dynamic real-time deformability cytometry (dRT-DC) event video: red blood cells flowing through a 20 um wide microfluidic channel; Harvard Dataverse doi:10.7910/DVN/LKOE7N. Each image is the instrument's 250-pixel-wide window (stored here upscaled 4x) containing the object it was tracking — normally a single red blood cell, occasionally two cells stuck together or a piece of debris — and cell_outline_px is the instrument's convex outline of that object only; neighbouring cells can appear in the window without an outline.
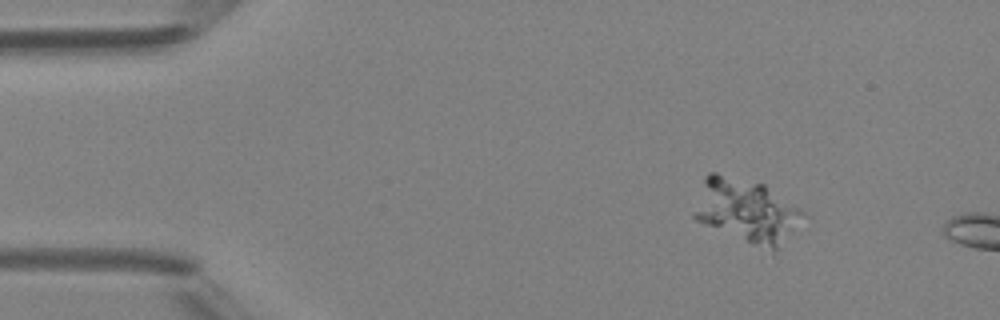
{"species": "Egyptian fruit bat (a non-hibernating species)", "species_latin": "Rousettus aegyptiacus", "temperature_condition": "room temperature", "stored_images_in_passage": 2, "camera_frame_rate_fps": 3000, "um_per_image_px": 0.085, "animal": {"sex": "female"}, "frame": {"image": 1, "passage_image": 1, "time_ms": 0.0, "image_size_px": [1000, 320], "cell_outline_px": [[812, 216], [772, 252], [696, 220], [692, 216], [692, 212], [704, 176], [708, 172], [716, 172], [764, 184]], "centroid_in_image_um": [63.52, 17.89], "position_along_channel_um": 21.5, "area_um2": 40.63}}